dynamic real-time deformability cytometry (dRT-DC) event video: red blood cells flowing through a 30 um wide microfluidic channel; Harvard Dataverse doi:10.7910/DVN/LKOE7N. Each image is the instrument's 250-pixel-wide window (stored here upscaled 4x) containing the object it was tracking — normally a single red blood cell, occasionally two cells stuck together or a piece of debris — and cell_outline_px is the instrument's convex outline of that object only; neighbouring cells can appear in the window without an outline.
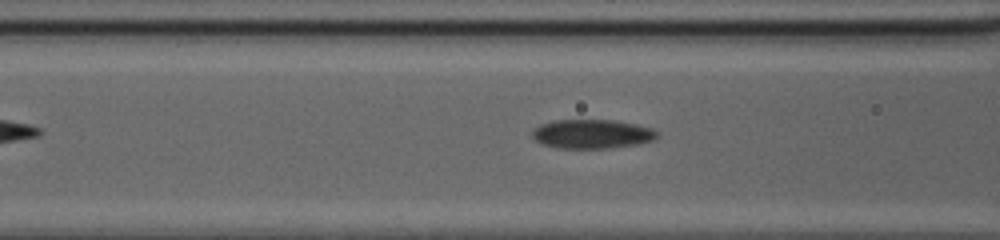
{"species": "common noctule bat (a hibernating species)", "species_latin": "Nyctalus noctula", "temperature_condition": "cold", "stored_images_in_passage": 9, "camera_frame_rate_fps": 3000, "um_per_image_px": 0.085, "animal": {"sex": "female", "body_mass_g": 20.0, "forearm_length_mm": 54.0}, "frame": {"image": 1, "passage_image": 4, "time_ms": 1.0, "image_size_px": [1000, 240], "cell_outline_px": [[656, 136], [652, 140], [636, 144], [608, 148], [560, 148], [544, 144], [536, 140], [532, 136], [532, 132], [540, 124], [556, 120], [612, 120], [652, 128], [656, 132]], "centroid_in_image_um": [50.28, 11.38], "position_along_channel_um": 116.3, "area_um2": 20.69}}
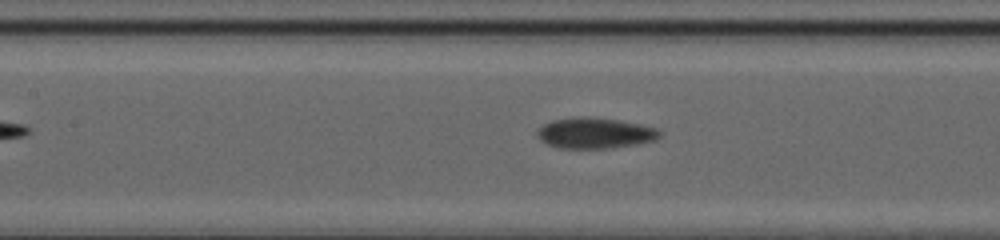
{"frame": {"image": 2, "passage_image": 7, "time_ms": 2.0, "image_size_px": [1000, 240], "cell_outline_px": [[660, 136], [652, 140], [632, 144], [608, 148], [560, 148], [548, 144], [540, 140], [536, 132], [544, 124], [552, 120], [616, 120], [636, 124], [652, 128], [660, 132]], "centroid_in_image_um": [50.51, 11.37], "position_along_channel_um": 156.9, "area_um2": 20.29}}